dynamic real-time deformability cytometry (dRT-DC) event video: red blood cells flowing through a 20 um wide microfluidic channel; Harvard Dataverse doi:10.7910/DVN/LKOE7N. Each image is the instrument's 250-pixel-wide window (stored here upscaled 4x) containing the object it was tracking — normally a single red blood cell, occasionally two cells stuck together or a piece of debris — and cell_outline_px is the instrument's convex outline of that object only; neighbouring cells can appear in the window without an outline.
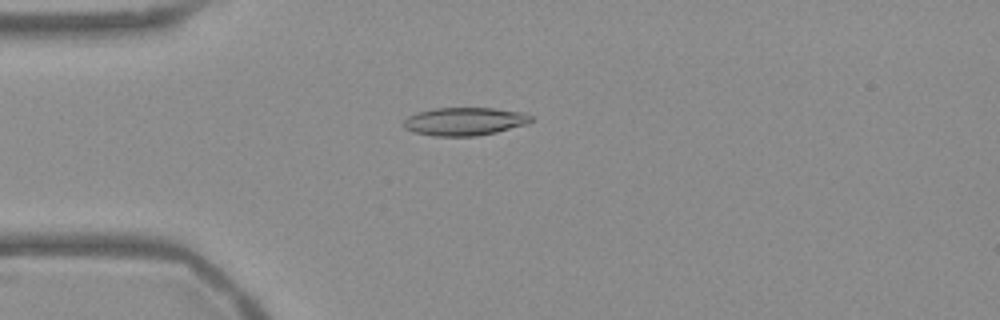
{"species": "Egyptian fruit bat (a non-hibernating species)", "species_latin": "Rousettus aegyptiacus", "temperature_condition": "warm", "stored_images_in_passage": 41, "camera_frame_rate_fps": 3000, "um_per_image_px": 0.085, "frame": {"image": 1, "passage_image": 1, "time_ms": 0.0, "image_size_px": [1000, 320], "cell_outline_px": [[532, 120], [528, 124], [496, 132], [476, 136], [432, 136], [412, 132], [404, 128], [404, 120], [408, 116], [416, 112], [432, 108], [492, 108], [524, 112], [532, 116]], "centroid_in_image_um": [39.47, 10.32], "position_along_channel_um": 45.5, "area_um2": 21.04}}
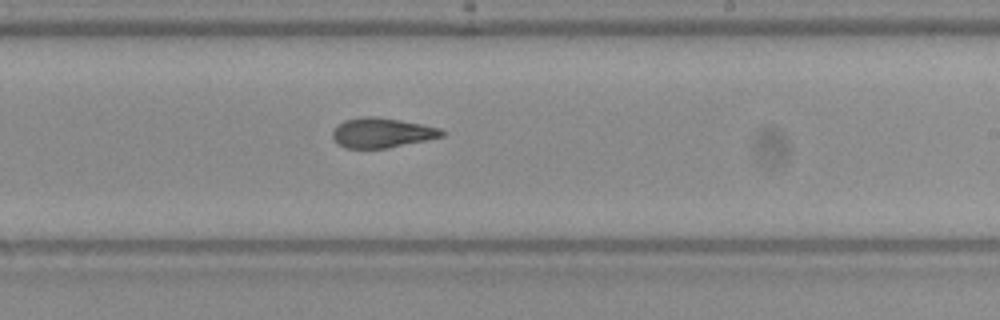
{"frame": {"image": 2, "passage_image": 19, "time_ms": 6.0, "image_size_px": [1000, 320], "cell_outline_px": [[444, 136], [388, 148], [344, 148], [336, 144], [332, 140], [332, 132], [344, 120], [364, 116], [372, 116], [400, 120], [424, 124], [440, 128], [444, 132]], "centroid_in_image_um": [32.44, 11.29], "position_along_channel_um": 256.6, "area_um2": 19.02}}
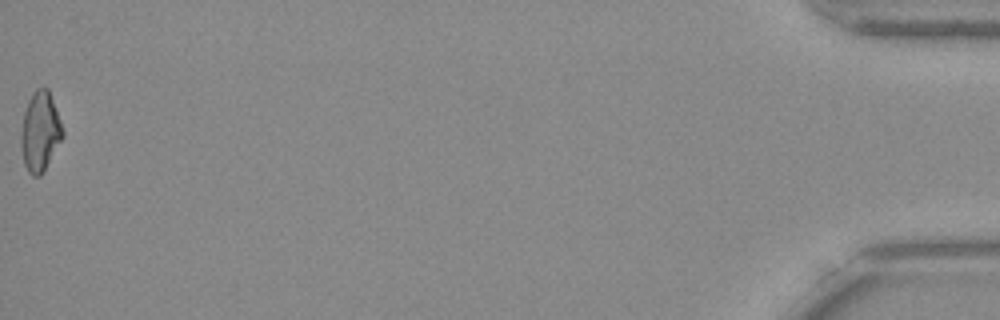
{"frame": {"image": 3, "passage_image": 41, "time_ms": 13.333, "image_size_px": [1000, 320], "cell_outline_px": [[64, 136], [44, 172], [40, 176], [32, 176], [28, 172], [24, 164], [20, 144], [20, 132], [24, 112], [28, 100], [32, 92], [36, 88], [48, 88], [60, 120], [64, 132]], "centroid_in_image_um": [3.4, 11.21], "position_along_channel_um": 431.8, "area_um2": 19.54}, "authors_computed_cell_mechanics": {"area_um2": 19.363, "velocity_mm_per_s": 3.7858, "shape_relaxation_time_tau1_ms": null, "shape_relaxation_time_tau2_ms": 3.0185, "deformation_change_tau1": null, "deformation_change_tau2": 0.1023}}